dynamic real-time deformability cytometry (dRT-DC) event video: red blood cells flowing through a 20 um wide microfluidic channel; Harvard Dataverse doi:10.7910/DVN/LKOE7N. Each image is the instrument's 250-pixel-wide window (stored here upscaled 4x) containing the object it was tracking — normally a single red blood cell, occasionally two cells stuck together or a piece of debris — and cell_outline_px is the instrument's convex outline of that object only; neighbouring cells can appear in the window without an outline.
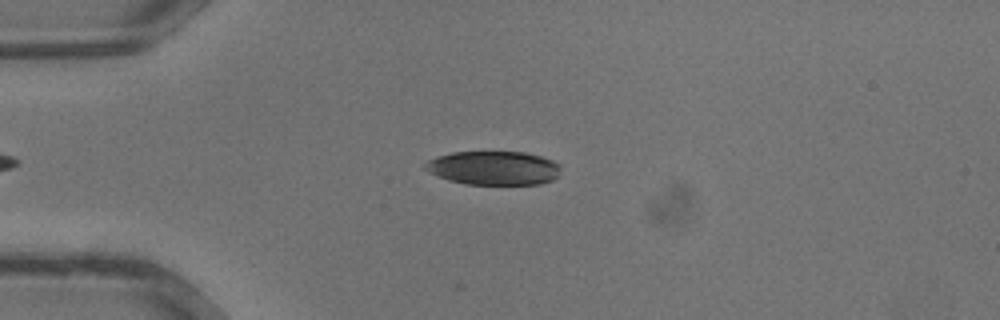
{"species": "common noctule bat (a hibernating species)", "species_latin": "Nyctalus noctula", "temperature_condition": "warm", "stored_images_in_passage": 22, "camera_frame_rate_fps": 3000, "um_per_image_px": 0.085, "animal": {"sex": "male", "body_mass_g": 13.3}, "frame": {"image": 1, "passage_image": 2, "time_ms": 0.333, "image_size_px": [1000, 320], "cell_outline_px": [[560, 168], [556, 176], [552, 180], [540, 184], [468, 184], [448, 180], [428, 172], [424, 168], [424, 164], [428, 160], [436, 156], [452, 152], [524, 152], [540, 156], [552, 160], [560, 164]], "centroid_in_image_um": [41.93, 14.27], "position_along_channel_um": 43.1, "area_um2": 26.7}}
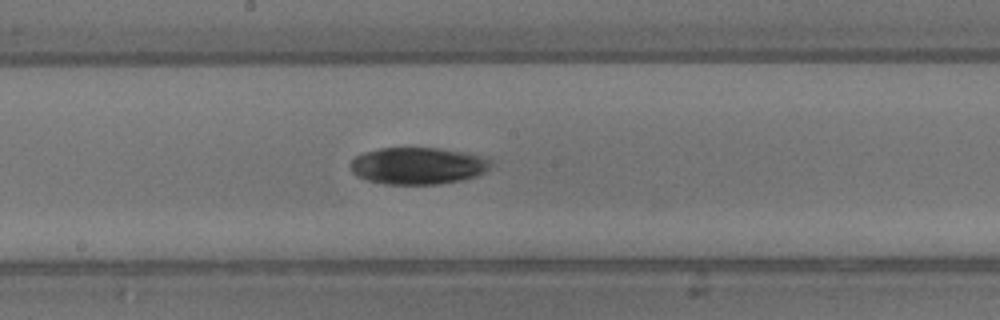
{"frame": {"image": 2, "passage_image": 12, "time_ms": 3.667, "image_size_px": [1000, 320], "cell_outline_px": [[492, 164], [484, 172], [476, 176], [464, 180], [440, 184], [384, 184], [368, 180], [356, 176], [352, 172], [352, 160], [356, 156], [364, 152], [380, 148], [440, 148], [468, 152], [488, 156], [492, 160]], "centroid_in_image_um": [35.59, 14.08], "position_along_channel_um": 212.6, "area_um2": 30.58}}
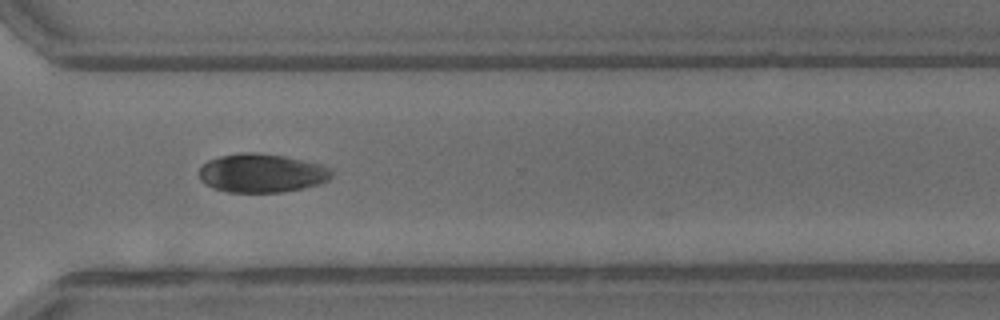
{"frame": {"image": 3, "passage_image": 19, "time_ms": 6.0, "image_size_px": [1000, 320], "cell_outline_px": [[332, 176], [328, 180], [320, 184], [304, 188], [280, 192], [228, 192], [204, 184], [200, 180], [200, 168], [208, 160], [220, 156], [240, 152], [256, 152], [284, 156], [320, 164], [328, 168], [332, 172]], "centroid_in_image_um": [22.24, 14.71], "position_along_channel_um": 348.4, "area_um2": 29.82}}